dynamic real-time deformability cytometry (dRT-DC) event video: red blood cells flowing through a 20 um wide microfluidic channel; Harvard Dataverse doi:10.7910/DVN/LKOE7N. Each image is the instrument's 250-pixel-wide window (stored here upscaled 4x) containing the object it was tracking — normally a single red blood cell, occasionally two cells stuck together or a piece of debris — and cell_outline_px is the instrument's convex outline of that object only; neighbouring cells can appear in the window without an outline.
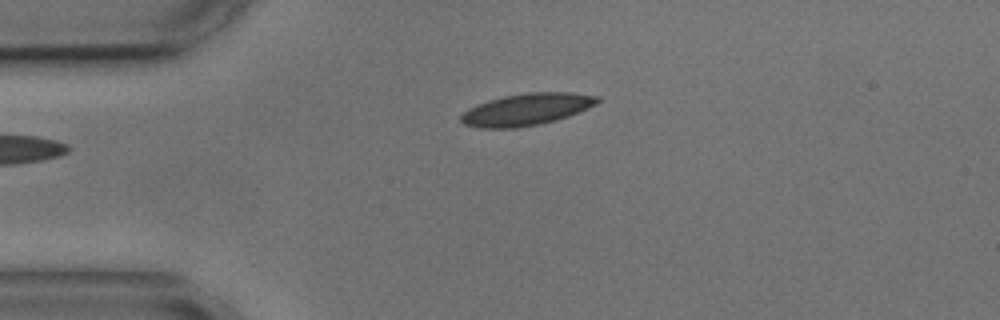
{"species": "common noctule bat (a hibernating species)", "species_latin": "Nyctalus noctula", "temperature_condition": "cold", "stored_images_in_passage": 2, "camera_frame_rate_fps": 3000, "um_per_image_px": 0.085, "animal": {"sex": "male", "body_mass_g": 17.9, "forearm_length_mm": 54.2}, "frame": {"image": 1, "passage_image": 1, "time_ms": 0.0, "image_size_px": [1000, 320], "cell_outline_px": [[600, 100], [596, 104], [588, 108], [568, 116], [556, 120], [540, 124], [516, 128], [480, 128], [464, 124], [460, 120], [460, 116], [468, 108], [476, 104], [488, 100], [504, 96], [528, 92], [572, 92], [600, 96]], "centroid_in_image_um": [44.76, 9.29], "position_along_channel_um": 40.2, "area_um2": 25.49}}